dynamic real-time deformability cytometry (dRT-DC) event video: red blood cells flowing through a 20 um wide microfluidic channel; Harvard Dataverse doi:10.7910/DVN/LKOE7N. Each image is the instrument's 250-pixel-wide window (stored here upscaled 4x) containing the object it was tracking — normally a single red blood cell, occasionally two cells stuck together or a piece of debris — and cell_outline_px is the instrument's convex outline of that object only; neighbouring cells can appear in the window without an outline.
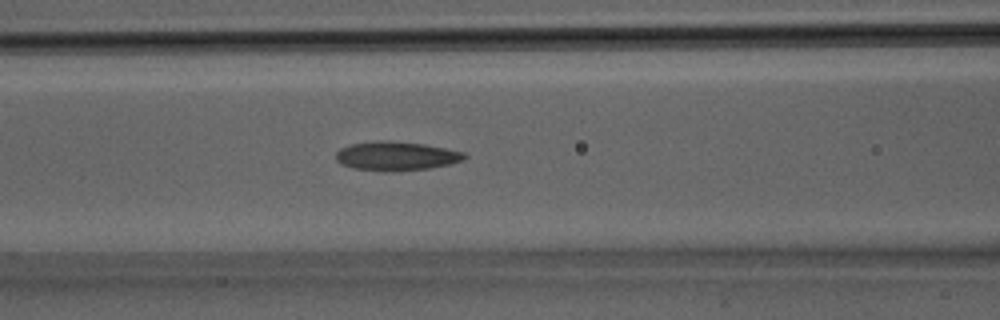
{"species": "Egyptian fruit bat (a non-hibernating species)", "species_latin": "Rousettus aegyptiacus", "temperature_condition": "room temperature", "stored_images_in_passage": 16, "camera_frame_rate_fps": 3000, "um_per_image_px": 0.085, "animal": {"sex": "male"}, "frame": {"image": 1, "passage_image": 12, "time_ms": 3.667, "image_size_px": [1000, 320], "cell_outline_px": [[468, 156], [464, 160], [452, 164], [428, 168], [392, 172], [388, 172], [352, 168], [340, 164], [336, 160], [336, 152], [340, 148], [352, 144], [376, 140], [388, 140], [424, 144], [464, 152]], "centroid_in_image_um": [33.67, 13.27], "position_along_channel_um": 132.9, "area_um2": 21.96}}